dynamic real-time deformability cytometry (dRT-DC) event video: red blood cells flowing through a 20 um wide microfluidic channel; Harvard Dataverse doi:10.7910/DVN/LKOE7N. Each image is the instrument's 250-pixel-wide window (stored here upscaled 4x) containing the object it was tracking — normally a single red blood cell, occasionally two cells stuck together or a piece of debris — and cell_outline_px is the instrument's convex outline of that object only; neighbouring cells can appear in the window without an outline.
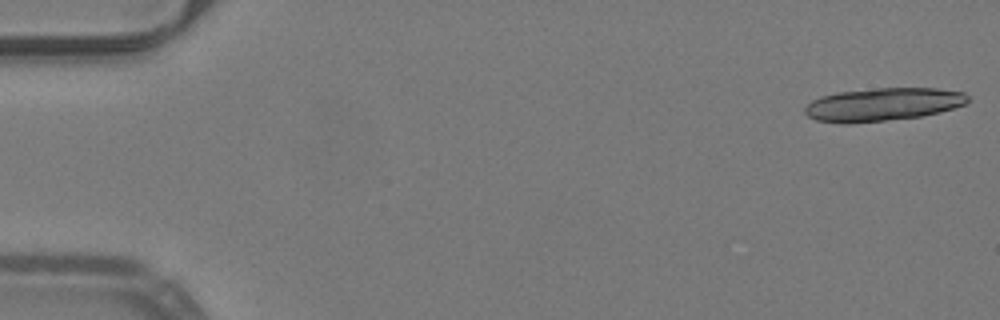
{"species": "common noctule bat (a hibernating species)", "species_latin": "Nyctalus noctula", "temperature_condition": "warm", "stored_images_in_passage": 17, "camera_frame_rate_fps": 3000, "um_per_image_px": 0.085, "animal": {"sex": "male", "body_mass_g": 19.2, "forearm_length_mm": 51.8}, "frame": {"image": 1, "passage_image": 1, "time_ms": 0.0, "image_size_px": [1000, 320], "cell_outline_px": [[968, 100], [964, 104], [940, 112], [920, 116], [852, 124], [840, 124], [816, 120], [808, 116], [804, 112], [804, 108], [812, 100], [820, 96], [836, 92], [876, 88], [936, 88], [964, 92], [968, 96]], "centroid_in_image_um": [74.99, 8.88], "position_along_channel_um": 10.0, "area_um2": 31.5}}